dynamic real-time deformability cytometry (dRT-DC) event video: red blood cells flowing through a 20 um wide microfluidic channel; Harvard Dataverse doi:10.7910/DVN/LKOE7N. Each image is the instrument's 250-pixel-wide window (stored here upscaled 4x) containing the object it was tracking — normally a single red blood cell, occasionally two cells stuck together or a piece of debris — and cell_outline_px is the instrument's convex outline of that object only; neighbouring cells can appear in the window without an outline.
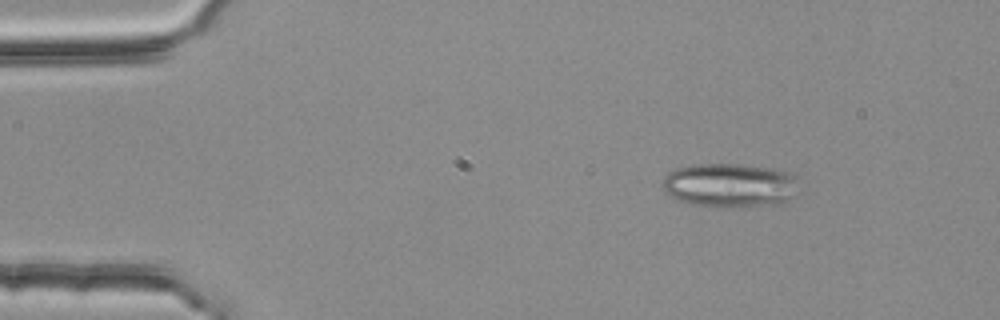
{"species": "common noctule bat (a hibernating species)", "species_latin": "Nyctalus noctula", "temperature_condition": "room temperature", "stored_images_in_passage": 3, "camera_frame_rate_fps": 3000, "um_per_image_px": 0.085, "animal": {"sex": "female", "body_mass_g": 25.1}, "frame": {"image": 1, "passage_image": 1, "time_ms": 0.0, "image_size_px": [1000, 320], "cell_outline_px": [[796, 196], [780, 204], [716, 208], [692, 204], [680, 200], [672, 196], [664, 188], [664, 176], [668, 172], [676, 168], [692, 164], [740, 164], [772, 168], [792, 172], [796, 176]], "centroid_in_image_um": [62.08, 15.74], "position_along_channel_um": 22.9, "area_um2": 35.26}}